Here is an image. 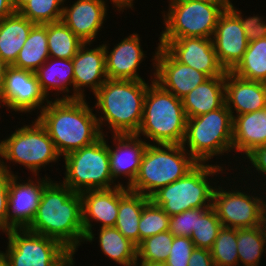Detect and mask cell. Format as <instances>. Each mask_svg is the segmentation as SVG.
Listing matches in <instances>:
<instances>
[{
  "label": "cell",
  "instance_id": "cell-45",
  "mask_svg": "<svg viewBox=\"0 0 266 266\" xmlns=\"http://www.w3.org/2000/svg\"><path fill=\"white\" fill-rule=\"evenodd\" d=\"M17 11V0H0V21Z\"/></svg>",
  "mask_w": 266,
  "mask_h": 266
},
{
  "label": "cell",
  "instance_id": "cell-46",
  "mask_svg": "<svg viewBox=\"0 0 266 266\" xmlns=\"http://www.w3.org/2000/svg\"><path fill=\"white\" fill-rule=\"evenodd\" d=\"M111 1V4H113V7L116 8V10H118L117 12H121L122 13L124 12V9L125 10H128L126 8H129L132 10V8L134 7L133 4H134V0H110Z\"/></svg>",
  "mask_w": 266,
  "mask_h": 266
},
{
  "label": "cell",
  "instance_id": "cell-39",
  "mask_svg": "<svg viewBox=\"0 0 266 266\" xmlns=\"http://www.w3.org/2000/svg\"><path fill=\"white\" fill-rule=\"evenodd\" d=\"M228 9L239 19L249 42L266 37V21L264 16H259V14L255 16L253 14V16L249 15L244 18L241 10L234 7L232 2Z\"/></svg>",
  "mask_w": 266,
  "mask_h": 266
},
{
  "label": "cell",
  "instance_id": "cell-49",
  "mask_svg": "<svg viewBox=\"0 0 266 266\" xmlns=\"http://www.w3.org/2000/svg\"><path fill=\"white\" fill-rule=\"evenodd\" d=\"M8 64H6L1 58H0V86L3 82V78L5 75V71L7 68Z\"/></svg>",
  "mask_w": 266,
  "mask_h": 266
},
{
  "label": "cell",
  "instance_id": "cell-23",
  "mask_svg": "<svg viewBox=\"0 0 266 266\" xmlns=\"http://www.w3.org/2000/svg\"><path fill=\"white\" fill-rule=\"evenodd\" d=\"M80 194L85 236L93 232V221L100 223L99 228L115 226L118 217L119 186L110 189L86 190Z\"/></svg>",
  "mask_w": 266,
  "mask_h": 266
},
{
  "label": "cell",
  "instance_id": "cell-47",
  "mask_svg": "<svg viewBox=\"0 0 266 266\" xmlns=\"http://www.w3.org/2000/svg\"><path fill=\"white\" fill-rule=\"evenodd\" d=\"M260 227H261L263 234L266 238V200H264V199L262 200Z\"/></svg>",
  "mask_w": 266,
  "mask_h": 266
},
{
  "label": "cell",
  "instance_id": "cell-21",
  "mask_svg": "<svg viewBox=\"0 0 266 266\" xmlns=\"http://www.w3.org/2000/svg\"><path fill=\"white\" fill-rule=\"evenodd\" d=\"M140 40L139 34L132 33L115 44L112 50H109V43L104 42L108 79L144 80L138 73L139 65L146 57Z\"/></svg>",
  "mask_w": 266,
  "mask_h": 266
},
{
  "label": "cell",
  "instance_id": "cell-27",
  "mask_svg": "<svg viewBox=\"0 0 266 266\" xmlns=\"http://www.w3.org/2000/svg\"><path fill=\"white\" fill-rule=\"evenodd\" d=\"M150 201L143 194L119 186V207L115 227L136 246L140 244L139 222L144 206Z\"/></svg>",
  "mask_w": 266,
  "mask_h": 266
},
{
  "label": "cell",
  "instance_id": "cell-3",
  "mask_svg": "<svg viewBox=\"0 0 266 266\" xmlns=\"http://www.w3.org/2000/svg\"><path fill=\"white\" fill-rule=\"evenodd\" d=\"M148 85L145 80L107 79L105 81L94 94L96 103L93 107L99 113L95 115L102 135H104L103 125L108 126L111 134L138 132Z\"/></svg>",
  "mask_w": 266,
  "mask_h": 266
},
{
  "label": "cell",
  "instance_id": "cell-43",
  "mask_svg": "<svg viewBox=\"0 0 266 266\" xmlns=\"http://www.w3.org/2000/svg\"><path fill=\"white\" fill-rule=\"evenodd\" d=\"M245 157H243L245 160L247 159V161H245V162H249V164L251 163V166L244 168V169H246L245 170L246 172L244 171V173L249 175V173L251 171V174H252V170L250 168L255 167L256 169L254 168L253 171L256 173V176H257V174L262 175V177H264L263 179L265 180L266 179V177H265L266 176V145L259 146L255 149H253ZM264 183H263V185L265 186L266 181Z\"/></svg>",
  "mask_w": 266,
  "mask_h": 266
},
{
  "label": "cell",
  "instance_id": "cell-37",
  "mask_svg": "<svg viewBox=\"0 0 266 266\" xmlns=\"http://www.w3.org/2000/svg\"><path fill=\"white\" fill-rule=\"evenodd\" d=\"M210 251L215 266H239L237 229L222 226Z\"/></svg>",
  "mask_w": 266,
  "mask_h": 266
},
{
  "label": "cell",
  "instance_id": "cell-50",
  "mask_svg": "<svg viewBox=\"0 0 266 266\" xmlns=\"http://www.w3.org/2000/svg\"><path fill=\"white\" fill-rule=\"evenodd\" d=\"M139 266H168L165 262L148 263V264H136Z\"/></svg>",
  "mask_w": 266,
  "mask_h": 266
},
{
  "label": "cell",
  "instance_id": "cell-12",
  "mask_svg": "<svg viewBox=\"0 0 266 266\" xmlns=\"http://www.w3.org/2000/svg\"><path fill=\"white\" fill-rule=\"evenodd\" d=\"M229 187L228 189L222 185L217 187L216 183L213 191L212 207L215 209L222 226L233 229L260 226L263 196L258 193L254 195L253 192L249 194L245 190L243 192L242 185L240 190L236 187L233 189L232 186Z\"/></svg>",
  "mask_w": 266,
  "mask_h": 266
},
{
  "label": "cell",
  "instance_id": "cell-6",
  "mask_svg": "<svg viewBox=\"0 0 266 266\" xmlns=\"http://www.w3.org/2000/svg\"><path fill=\"white\" fill-rule=\"evenodd\" d=\"M222 164L198 163L181 179L156 191L150 200L169 216L183 211L212 206L215 183L208 178L226 173ZM224 171V172H223ZM209 181V182H208ZM211 184V185H210ZM212 184H214L212 186Z\"/></svg>",
  "mask_w": 266,
  "mask_h": 266
},
{
  "label": "cell",
  "instance_id": "cell-2",
  "mask_svg": "<svg viewBox=\"0 0 266 266\" xmlns=\"http://www.w3.org/2000/svg\"><path fill=\"white\" fill-rule=\"evenodd\" d=\"M93 107L84 99H51L37 120L46 129L60 154H67L98 140L102 133Z\"/></svg>",
  "mask_w": 266,
  "mask_h": 266
},
{
  "label": "cell",
  "instance_id": "cell-20",
  "mask_svg": "<svg viewBox=\"0 0 266 266\" xmlns=\"http://www.w3.org/2000/svg\"><path fill=\"white\" fill-rule=\"evenodd\" d=\"M92 46V43H84L72 58L74 99H84L86 97L84 94L86 87H89L93 92L92 94H95L108 79L103 43L96 47Z\"/></svg>",
  "mask_w": 266,
  "mask_h": 266
},
{
  "label": "cell",
  "instance_id": "cell-31",
  "mask_svg": "<svg viewBox=\"0 0 266 266\" xmlns=\"http://www.w3.org/2000/svg\"><path fill=\"white\" fill-rule=\"evenodd\" d=\"M231 72L243 79L266 83V37L250 41L242 60Z\"/></svg>",
  "mask_w": 266,
  "mask_h": 266
},
{
  "label": "cell",
  "instance_id": "cell-38",
  "mask_svg": "<svg viewBox=\"0 0 266 266\" xmlns=\"http://www.w3.org/2000/svg\"><path fill=\"white\" fill-rule=\"evenodd\" d=\"M170 216L159 206H156L151 200L144 206L140 222V243L159 234L160 232L169 231Z\"/></svg>",
  "mask_w": 266,
  "mask_h": 266
},
{
  "label": "cell",
  "instance_id": "cell-18",
  "mask_svg": "<svg viewBox=\"0 0 266 266\" xmlns=\"http://www.w3.org/2000/svg\"><path fill=\"white\" fill-rule=\"evenodd\" d=\"M112 137L115 147L108 145L110 172L115 183L122 176L127 178L125 187L129 188L138 175L149 143L137 134H113Z\"/></svg>",
  "mask_w": 266,
  "mask_h": 266
},
{
  "label": "cell",
  "instance_id": "cell-8",
  "mask_svg": "<svg viewBox=\"0 0 266 266\" xmlns=\"http://www.w3.org/2000/svg\"><path fill=\"white\" fill-rule=\"evenodd\" d=\"M233 117L226 104L221 108L187 118L184 149L198 162L209 163L232 149Z\"/></svg>",
  "mask_w": 266,
  "mask_h": 266
},
{
  "label": "cell",
  "instance_id": "cell-51",
  "mask_svg": "<svg viewBox=\"0 0 266 266\" xmlns=\"http://www.w3.org/2000/svg\"><path fill=\"white\" fill-rule=\"evenodd\" d=\"M0 266H5V265L1 262V260H0Z\"/></svg>",
  "mask_w": 266,
  "mask_h": 266
},
{
  "label": "cell",
  "instance_id": "cell-11",
  "mask_svg": "<svg viewBox=\"0 0 266 266\" xmlns=\"http://www.w3.org/2000/svg\"><path fill=\"white\" fill-rule=\"evenodd\" d=\"M168 11H164V29L159 39L184 37L210 38L214 34L220 15L230 5H213L194 0H168Z\"/></svg>",
  "mask_w": 266,
  "mask_h": 266
},
{
  "label": "cell",
  "instance_id": "cell-14",
  "mask_svg": "<svg viewBox=\"0 0 266 266\" xmlns=\"http://www.w3.org/2000/svg\"><path fill=\"white\" fill-rule=\"evenodd\" d=\"M162 46L176 61L206 74L208 77L225 76L210 38L184 37L159 39Z\"/></svg>",
  "mask_w": 266,
  "mask_h": 266
},
{
  "label": "cell",
  "instance_id": "cell-1",
  "mask_svg": "<svg viewBox=\"0 0 266 266\" xmlns=\"http://www.w3.org/2000/svg\"><path fill=\"white\" fill-rule=\"evenodd\" d=\"M54 181L44 186L35 218L27 229L61 242L75 255L85 239L81 194Z\"/></svg>",
  "mask_w": 266,
  "mask_h": 266
},
{
  "label": "cell",
  "instance_id": "cell-48",
  "mask_svg": "<svg viewBox=\"0 0 266 266\" xmlns=\"http://www.w3.org/2000/svg\"><path fill=\"white\" fill-rule=\"evenodd\" d=\"M194 1H200L213 5H230L231 3V0H194Z\"/></svg>",
  "mask_w": 266,
  "mask_h": 266
},
{
  "label": "cell",
  "instance_id": "cell-17",
  "mask_svg": "<svg viewBox=\"0 0 266 266\" xmlns=\"http://www.w3.org/2000/svg\"><path fill=\"white\" fill-rule=\"evenodd\" d=\"M219 63L225 71H232L242 60L249 41L239 19L229 10L219 17L212 36Z\"/></svg>",
  "mask_w": 266,
  "mask_h": 266
},
{
  "label": "cell",
  "instance_id": "cell-36",
  "mask_svg": "<svg viewBox=\"0 0 266 266\" xmlns=\"http://www.w3.org/2000/svg\"><path fill=\"white\" fill-rule=\"evenodd\" d=\"M173 239L170 231H164L143 240L137 246V264L166 262Z\"/></svg>",
  "mask_w": 266,
  "mask_h": 266
},
{
  "label": "cell",
  "instance_id": "cell-28",
  "mask_svg": "<svg viewBox=\"0 0 266 266\" xmlns=\"http://www.w3.org/2000/svg\"><path fill=\"white\" fill-rule=\"evenodd\" d=\"M35 24L18 11L0 21V58L12 65Z\"/></svg>",
  "mask_w": 266,
  "mask_h": 266
},
{
  "label": "cell",
  "instance_id": "cell-10",
  "mask_svg": "<svg viewBox=\"0 0 266 266\" xmlns=\"http://www.w3.org/2000/svg\"><path fill=\"white\" fill-rule=\"evenodd\" d=\"M5 235L8 246L0 251L5 266H69L75 259L61 242L27 228H13Z\"/></svg>",
  "mask_w": 266,
  "mask_h": 266
},
{
  "label": "cell",
  "instance_id": "cell-41",
  "mask_svg": "<svg viewBox=\"0 0 266 266\" xmlns=\"http://www.w3.org/2000/svg\"><path fill=\"white\" fill-rule=\"evenodd\" d=\"M196 225V209L183 211L179 214L170 216L169 231L174 236L192 235L193 229Z\"/></svg>",
  "mask_w": 266,
  "mask_h": 266
},
{
  "label": "cell",
  "instance_id": "cell-22",
  "mask_svg": "<svg viewBox=\"0 0 266 266\" xmlns=\"http://www.w3.org/2000/svg\"><path fill=\"white\" fill-rule=\"evenodd\" d=\"M225 104L232 117L265 109L266 83L243 79L231 71H227L225 74Z\"/></svg>",
  "mask_w": 266,
  "mask_h": 266
},
{
  "label": "cell",
  "instance_id": "cell-30",
  "mask_svg": "<svg viewBox=\"0 0 266 266\" xmlns=\"http://www.w3.org/2000/svg\"><path fill=\"white\" fill-rule=\"evenodd\" d=\"M49 58L47 24H35L12 66L35 72Z\"/></svg>",
  "mask_w": 266,
  "mask_h": 266
},
{
  "label": "cell",
  "instance_id": "cell-44",
  "mask_svg": "<svg viewBox=\"0 0 266 266\" xmlns=\"http://www.w3.org/2000/svg\"><path fill=\"white\" fill-rule=\"evenodd\" d=\"M188 266H215L211 251L195 247L191 253Z\"/></svg>",
  "mask_w": 266,
  "mask_h": 266
},
{
  "label": "cell",
  "instance_id": "cell-33",
  "mask_svg": "<svg viewBox=\"0 0 266 266\" xmlns=\"http://www.w3.org/2000/svg\"><path fill=\"white\" fill-rule=\"evenodd\" d=\"M265 250L266 238L260 226L237 229L239 266H259Z\"/></svg>",
  "mask_w": 266,
  "mask_h": 266
},
{
  "label": "cell",
  "instance_id": "cell-16",
  "mask_svg": "<svg viewBox=\"0 0 266 266\" xmlns=\"http://www.w3.org/2000/svg\"><path fill=\"white\" fill-rule=\"evenodd\" d=\"M39 178L38 176L35 177L34 181L28 177L27 182H22L18 175H11L7 216L8 223L13 228H27L35 218L42 190L51 180L46 175L42 179Z\"/></svg>",
  "mask_w": 266,
  "mask_h": 266
},
{
  "label": "cell",
  "instance_id": "cell-9",
  "mask_svg": "<svg viewBox=\"0 0 266 266\" xmlns=\"http://www.w3.org/2000/svg\"><path fill=\"white\" fill-rule=\"evenodd\" d=\"M106 136L107 133L94 143L62 157L66 171L63 181H60L72 191L81 193L124 186L120 180L117 183L113 181Z\"/></svg>",
  "mask_w": 266,
  "mask_h": 266
},
{
  "label": "cell",
  "instance_id": "cell-4",
  "mask_svg": "<svg viewBox=\"0 0 266 266\" xmlns=\"http://www.w3.org/2000/svg\"><path fill=\"white\" fill-rule=\"evenodd\" d=\"M150 77L151 83L143 103L142 122L136 134L152 140V144H183L187 117L182 99L156 83L154 73Z\"/></svg>",
  "mask_w": 266,
  "mask_h": 266
},
{
  "label": "cell",
  "instance_id": "cell-13",
  "mask_svg": "<svg viewBox=\"0 0 266 266\" xmlns=\"http://www.w3.org/2000/svg\"><path fill=\"white\" fill-rule=\"evenodd\" d=\"M49 101L35 72L7 66L0 86V108L25 114L37 109L41 112Z\"/></svg>",
  "mask_w": 266,
  "mask_h": 266
},
{
  "label": "cell",
  "instance_id": "cell-42",
  "mask_svg": "<svg viewBox=\"0 0 266 266\" xmlns=\"http://www.w3.org/2000/svg\"><path fill=\"white\" fill-rule=\"evenodd\" d=\"M11 174L0 168V231L7 233L13 227L8 223V193Z\"/></svg>",
  "mask_w": 266,
  "mask_h": 266
},
{
  "label": "cell",
  "instance_id": "cell-29",
  "mask_svg": "<svg viewBox=\"0 0 266 266\" xmlns=\"http://www.w3.org/2000/svg\"><path fill=\"white\" fill-rule=\"evenodd\" d=\"M98 237H94L93 232H89L84 239V242L92 243L99 239V246L111 261H114L120 266H135L137 264V246L129 239L125 238L118 229L114 227H106L99 229ZM96 238V239H95Z\"/></svg>",
  "mask_w": 266,
  "mask_h": 266
},
{
  "label": "cell",
  "instance_id": "cell-34",
  "mask_svg": "<svg viewBox=\"0 0 266 266\" xmlns=\"http://www.w3.org/2000/svg\"><path fill=\"white\" fill-rule=\"evenodd\" d=\"M67 0H17V11L34 24H48L62 20Z\"/></svg>",
  "mask_w": 266,
  "mask_h": 266
},
{
  "label": "cell",
  "instance_id": "cell-25",
  "mask_svg": "<svg viewBox=\"0 0 266 266\" xmlns=\"http://www.w3.org/2000/svg\"><path fill=\"white\" fill-rule=\"evenodd\" d=\"M187 118L221 108L225 104V76L209 77L182 98Z\"/></svg>",
  "mask_w": 266,
  "mask_h": 266
},
{
  "label": "cell",
  "instance_id": "cell-24",
  "mask_svg": "<svg viewBox=\"0 0 266 266\" xmlns=\"http://www.w3.org/2000/svg\"><path fill=\"white\" fill-rule=\"evenodd\" d=\"M263 145H266V108L233 117V152L243 157Z\"/></svg>",
  "mask_w": 266,
  "mask_h": 266
},
{
  "label": "cell",
  "instance_id": "cell-26",
  "mask_svg": "<svg viewBox=\"0 0 266 266\" xmlns=\"http://www.w3.org/2000/svg\"><path fill=\"white\" fill-rule=\"evenodd\" d=\"M35 74L42 91L47 97H50L49 92L55 91L56 94L54 93L53 95L56 97L54 99H74V72L72 59H57L50 57L37 71H35ZM71 86L73 90L71 89ZM71 90L73 93L72 95H69ZM59 93L63 94L60 96Z\"/></svg>",
  "mask_w": 266,
  "mask_h": 266
},
{
  "label": "cell",
  "instance_id": "cell-5",
  "mask_svg": "<svg viewBox=\"0 0 266 266\" xmlns=\"http://www.w3.org/2000/svg\"><path fill=\"white\" fill-rule=\"evenodd\" d=\"M148 143L138 175L128 189L150 198L160 188L181 179L198 162L182 144Z\"/></svg>",
  "mask_w": 266,
  "mask_h": 266
},
{
  "label": "cell",
  "instance_id": "cell-40",
  "mask_svg": "<svg viewBox=\"0 0 266 266\" xmlns=\"http://www.w3.org/2000/svg\"><path fill=\"white\" fill-rule=\"evenodd\" d=\"M195 245L190 237L174 236L169 257L165 262L168 266H188Z\"/></svg>",
  "mask_w": 266,
  "mask_h": 266
},
{
  "label": "cell",
  "instance_id": "cell-15",
  "mask_svg": "<svg viewBox=\"0 0 266 266\" xmlns=\"http://www.w3.org/2000/svg\"><path fill=\"white\" fill-rule=\"evenodd\" d=\"M154 53L152 56L154 81L177 98L182 99L209 78L206 74L176 61L160 45Z\"/></svg>",
  "mask_w": 266,
  "mask_h": 266
},
{
  "label": "cell",
  "instance_id": "cell-32",
  "mask_svg": "<svg viewBox=\"0 0 266 266\" xmlns=\"http://www.w3.org/2000/svg\"><path fill=\"white\" fill-rule=\"evenodd\" d=\"M49 57L72 59L84 44L63 22L47 24Z\"/></svg>",
  "mask_w": 266,
  "mask_h": 266
},
{
  "label": "cell",
  "instance_id": "cell-7",
  "mask_svg": "<svg viewBox=\"0 0 266 266\" xmlns=\"http://www.w3.org/2000/svg\"><path fill=\"white\" fill-rule=\"evenodd\" d=\"M0 140V168L11 175H15L10 166L20 164L30 170L32 175L39 176L41 168H45L52 162L61 158L54 142L51 140L46 129L37 119L32 124H26ZM5 161V162H4Z\"/></svg>",
  "mask_w": 266,
  "mask_h": 266
},
{
  "label": "cell",
  "instance_id": "cell-35",
  "mask_svg": "<svg viewBox=\"0 0 266 266\" xmlns=\"http://www.w3.org/2000/svg\"><path fill=\"white\" fill-rule=\"evenodd\" d=\"M221 228L222 223L212 206L198 208L196 209L195 229H193L190 239L196 248L211 250Z\"/></svg>",
  "mask_w": 266,
  "mask_h": 266
},
{
  "label": "cell",
  "instance_id": "cell-19",
  "mask_svg": "<svg viewBox=\"0 0 266 266\" xmlns=\"http://www.w3.org/2000/svg\"><path fill=\"white\" fill-rule=\"evenodd\" d=\"M107 0H75L63 6L62 22L84 43L95 41L107 17Z\"/></svg>",
  "mask_w": 266,
  "mask_h": 266
}]
</instances>
